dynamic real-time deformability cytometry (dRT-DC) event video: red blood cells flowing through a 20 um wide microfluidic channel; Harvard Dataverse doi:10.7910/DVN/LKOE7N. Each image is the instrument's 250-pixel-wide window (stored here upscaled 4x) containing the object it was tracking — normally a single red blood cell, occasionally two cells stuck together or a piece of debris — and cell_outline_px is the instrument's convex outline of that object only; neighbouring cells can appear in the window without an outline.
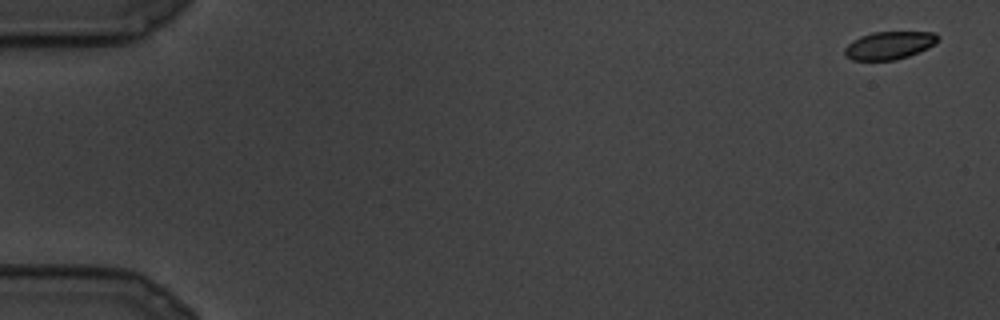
{"species": "common noctule bat (a hibernating species)", "species_latin": "Nyctalus noctula", "temperature_condition": "cold", "stored_images_in_passage": 18, "camera_frame_rate_fps": 3000, "um_per_image_px": 0.085, "animal": {"sex": "male", "body_mass_g": 19.5, "forearm_length_mm": 54.6}, "frame": {"image": 1, "passage_image": 1, "time_ms": 0.0, "image_size_px": [1000, 320], "cell_outline_px": [[940, 40], [928, 48], [920, 52], [896, 60], [852, 60], [844, 56], [844, 48], [852, 40], [860, 36], [872, 32], [936, 32], [940, 36]], "centroid_in_image_um": [75.6, 3.85], "position_along_channel_um": 9.4, "area_um2": 15.37}}